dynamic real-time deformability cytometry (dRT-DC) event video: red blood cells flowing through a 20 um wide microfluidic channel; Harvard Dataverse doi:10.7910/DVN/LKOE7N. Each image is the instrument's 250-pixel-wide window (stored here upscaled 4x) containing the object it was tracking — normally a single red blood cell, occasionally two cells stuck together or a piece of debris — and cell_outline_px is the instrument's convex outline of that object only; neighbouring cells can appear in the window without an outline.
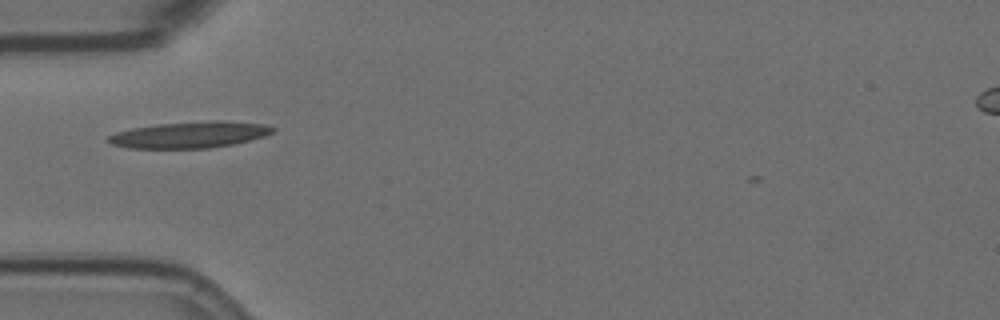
{"species": "Egyptian fruit bat (a non-hibernating species)", "species_latin": "Rousettus aegyptiacus", "temperature_condition": "room temperature", "stored_images_in_passage": 37, "camera_frame_rate_fps": 3000, "um_per_image_px": 0.085, "animal": {"sex": "female"}, "frame": {"image": 1, "passage_image": 1, "time_ms": 0.0, "image_size_px": [1000, 320], "cell_outline_px": [[276, 128], [272, 132], [264, 136], [232, 144], [208, 148], [128, 148], [112, 144], [108, 140], [108, 136], [116, 132], [132, 128], [156, 124], [208, 120], [224, 120], [264, 124]], "centroid_in_image_um": [16.13, 11.44], "position_along_channel_um": 68.9, "area_um2": 25.2}}
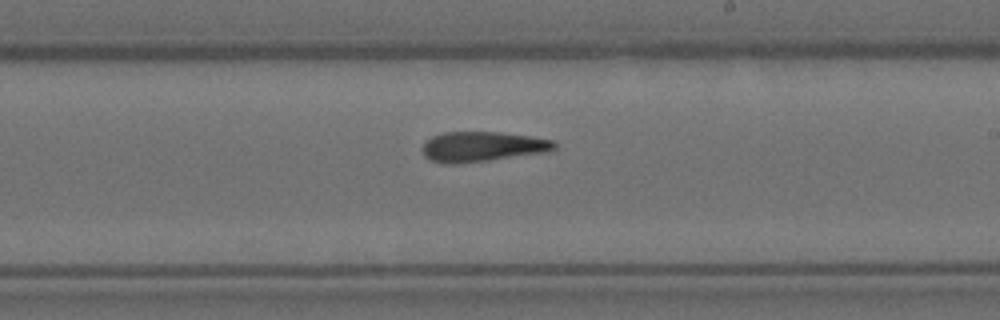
{"frame": {"image": 2, "passage_image": 16, "time_ms": 5.0, "image_size_px": [1000, 320], "cell_outline_px": [[556, 148], [544, 152], [488, 160], [456, 164], [444, 164], [432, 160], [424, 156], [424, 144], [432, 136], [444, 132], [500, 132], [532, 136], [552, 140], [556, 144]], "centroid_in_image_um": [40.99, 12.46], "position_along_channel_um": 248.0, "area_um2": 22.83}}
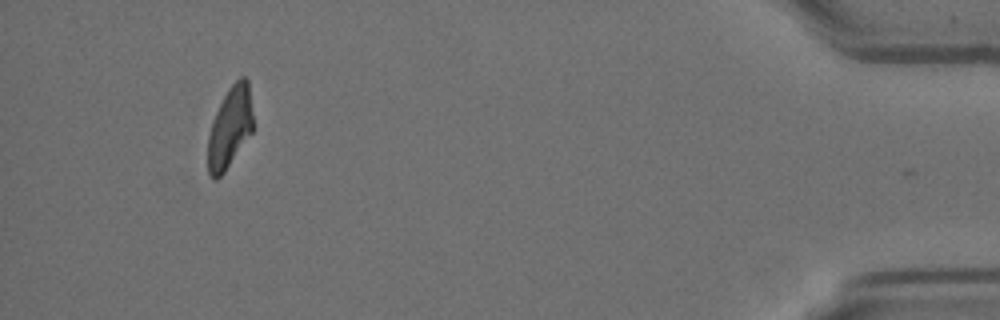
{"frame": {"image": 3, "passage_image": 36, "time_ms": 11.667, "image_size_px": [1000, 320], "cell_outline_px": [[252, 132], [224, 172], [216, 180], [212, 180], [208, 176], [208, 136], [212, 120], [228, 88], [240, 76], [244, 76], [248, 80], [252, 112]], "centroid_in_image_um": [19.52, 10.85], "position_along_channel_um": 415.7, "area_um2": 21.21}, "authors_computed_cell_mechanics": {"area_um2": 23.2934, "velocity_mm_per_s": 3.5722, "shape_relaxation_time_tau1_ms": null, "shape_relaxation_time_tau2_ms": 7.9761, "deformation_change_tau1": null, "deformation_change_tau2": 0.2077}}